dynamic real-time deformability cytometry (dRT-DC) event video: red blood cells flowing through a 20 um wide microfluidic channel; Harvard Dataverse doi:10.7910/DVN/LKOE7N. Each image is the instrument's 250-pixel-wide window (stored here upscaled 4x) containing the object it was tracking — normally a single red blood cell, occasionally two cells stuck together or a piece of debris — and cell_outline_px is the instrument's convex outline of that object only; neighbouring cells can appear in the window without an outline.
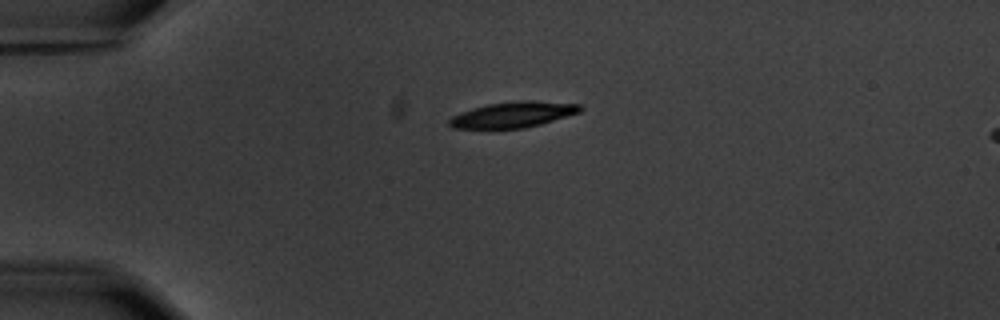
{"species": "common noctule bat (a hibernating species)", "species_latin": "Nyctalus noctula", "temperature_condition": "warm", "stored_images_in_passage": 2, "segment_of_instrument_passage": [1, 2], "camera_frame_rate_fps": 3000, "um_per_image_px": 0.085, "animal": {"sex": "male", "body_mass_g": 20.1, "forearm_length_mm": 53.5}, "frame": {"image": 1, "passage_image": 1, "time_ms": 0.0, "image_size_px": [1000, 320], "cell_outline_px": [[584, 108], [580, 112], [540, 124], [524, 128], [492, 132], [452, 128], [448, 124], [448, 120], [452, 116], [472, 108], [488, 104], [520, 100], [532, 100], [580, 104]], "centroid_in_image_um": [43.52, 9.8], "position_along_channel_um": 41.5, "area_um2": 20.58}}